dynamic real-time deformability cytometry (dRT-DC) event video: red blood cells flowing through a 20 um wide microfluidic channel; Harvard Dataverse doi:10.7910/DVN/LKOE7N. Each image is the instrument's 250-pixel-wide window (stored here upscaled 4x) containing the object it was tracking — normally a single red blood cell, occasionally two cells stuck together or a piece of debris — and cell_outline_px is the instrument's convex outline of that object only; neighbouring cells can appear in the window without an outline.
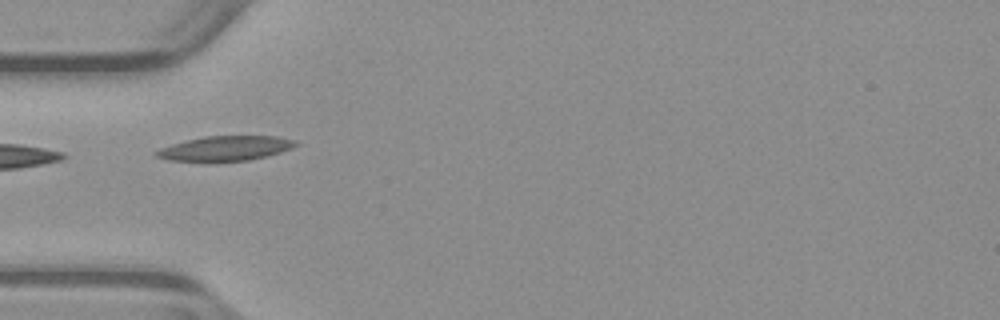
{"species": "common noctule bat (a hibernating species)", "species_latin": "Nyctalus noctula", "temperature_condition": "warm", "stored_images_in_passage": 6, "camera_frame_rate_fps": 3000, "um_per_image_px": 0.085, "animal": {"sex": "male", "body_mass_g": 23.1, "forearm_length_mm": 52.7}, "frame": {"image": 1, "passage_image": 1, "time_ms": 0.0, "image_size_px": [1000, 320], "cell_outline_px": [[300, 144], [292, 148], [268, 156], [248, 160], [208, 164], [204, 164], [168, 160], [156, 156], [152, 152], [160, 148], [172, 144], [204, 136], [276, 136], [296, 140]], "centroid_in_image_um": [19.11, 12.65], "position_along_channel_um": 65.9, "area_um2": 20.98}}